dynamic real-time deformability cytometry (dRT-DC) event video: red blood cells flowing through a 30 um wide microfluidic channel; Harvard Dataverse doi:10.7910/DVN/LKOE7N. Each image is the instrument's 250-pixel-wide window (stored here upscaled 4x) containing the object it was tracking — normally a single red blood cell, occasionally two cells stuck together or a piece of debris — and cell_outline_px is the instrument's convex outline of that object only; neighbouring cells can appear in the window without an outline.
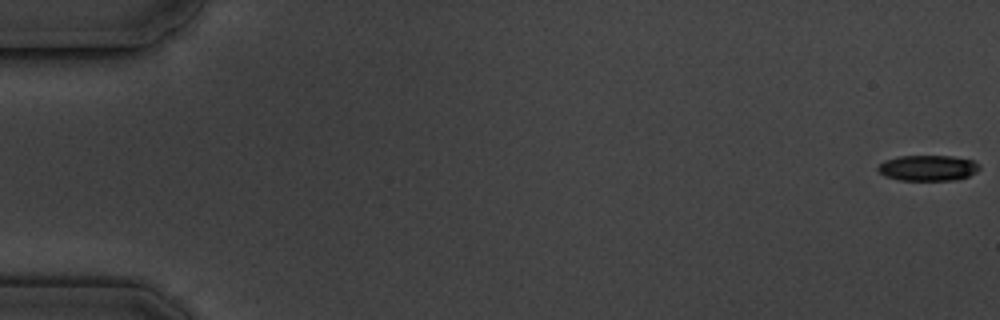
{"species": "common noctule bat (a hibernating species)", "species_latin": "Nyctalus noctula", "temperature_condition": "cold", "stored_images_in_passage": 7, "segment_of_instrument_passage": [1, 2], "camera_frame_rate_fps": 3000, "um_per_image_px": 0.085, "animal": {"sex": "male", "body_mass_g": 19.5, "forearm_length_mm": 54.6}, "frame": {"image": 1, "passage_image": 1, "time_ms": 0.0, "image_size_px": [1000, 320], "cell_outline_px": [[980, 168], [976, 172], [968, 176], [956, 180], [900, 180], [884, 176], [876, 168], [884, 160], [900, 156], [952, 156], [972, 160], [980, 164]], "centroid_in_image_um": [78.88, 14.28], "position_along_channel_um": 6.1, "area_um2": 15.2}}
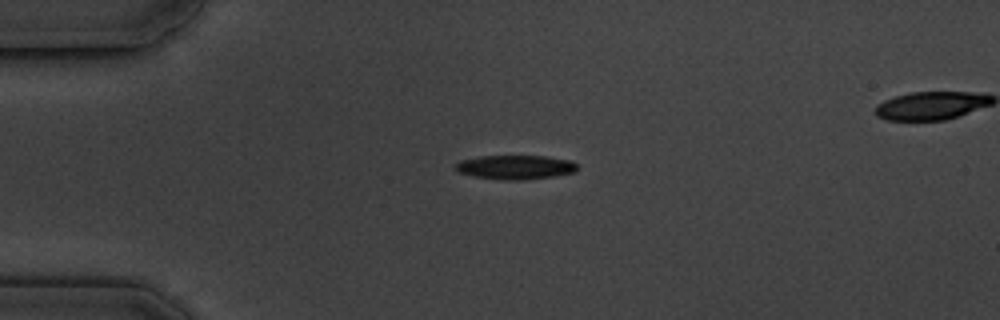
{"frame": {"image": 2, "passage_image": 5, "time_ms": 4.667, "image_size_px": [1000, 320], "cell_outline_px": [[576, 172], [556, 176], [524, 180], [504, 180], [472, 176], [456, 172], [456, 164], [460, 160], [480, 156], [544, 156], [572, 160], [576, 164]], "centroid_in_image_um": [43.81, 14.21], "position_along_channel_um": 41.2, "area_um2": 17.28}}